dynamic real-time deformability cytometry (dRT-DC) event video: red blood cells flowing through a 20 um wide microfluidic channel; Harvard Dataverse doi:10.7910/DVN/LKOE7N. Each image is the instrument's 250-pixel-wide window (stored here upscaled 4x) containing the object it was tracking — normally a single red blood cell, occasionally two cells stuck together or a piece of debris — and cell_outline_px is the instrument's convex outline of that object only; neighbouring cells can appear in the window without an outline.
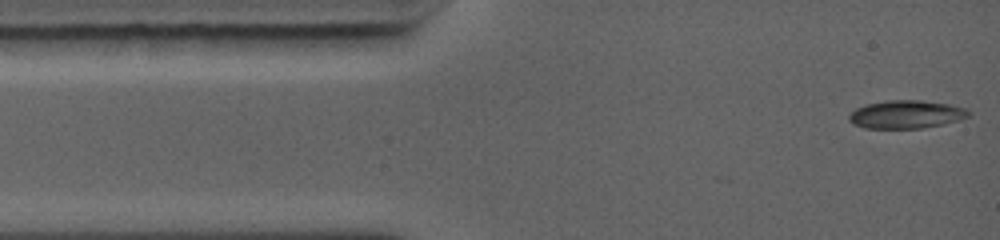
{"species": "common noctule bat (a hibernating species)", "species_latin": "Nyctalus noctula", "temperature_condition": "warm", "stored_images_in_passage": 72, "camera_frame_rate_fps": 5000, "um_per_image_px": 0.085, "animal": {"sex": "female", "body_mass_g": 19.0, "forearm_length_mm": 56.7}, "frame": {"image": 1, "passage_image": 1, "time_ms": 0.0, "image_size_px": [1000, 240], "cell_outline_px": [[972, 112], [968, 116], [960, 120], [924, 128], [864, 128], [852, 124], [848, 120], [848, 116], [856, 108], [868, 104], [888, 100], [920, 100], [948, 104], [964, 108]], "centroid_in_image_um": [77.01, 9.73], "position_along_channel_um": 8.0, "area_um2": 19.54}}
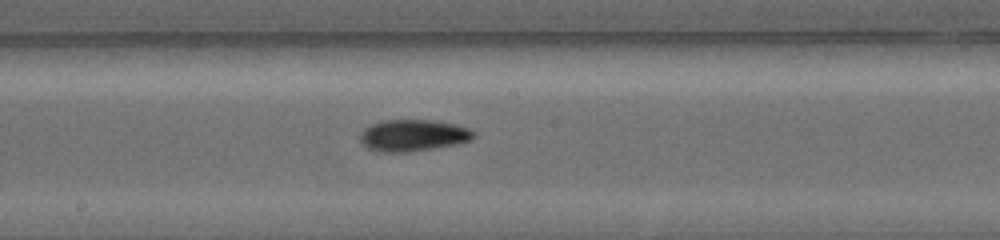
{"frame": {"image": 2, "passage_image": 31, "time_ms": 6.0, "image_size_px": [1000, 240], "cell_outline_px": [[476, 136], [472, 140], [456, 144], [408, 152], [380, 152], [368, 148], [360, 144], [360, 132], [364, 128], [380, 120], [432, 120], [456, 124], [468, 128], [476, 132]], "centroid_in_image_um": [35.1, 11.5], "position_along_channel_um": 213.1, "area_um2": 21.15}}
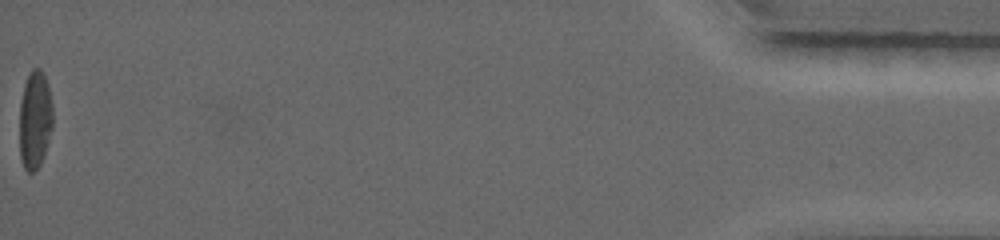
{"frame": {"image": 3, "passage_image": 72, "time_ms": 14.2, "image_size_px": [1000, 240], "cell_outline_px": [[52, 128], [44, 156], [40, 164], [32, 172], [28, 172], [24, 168], [20, 156], [20, 100], [24, 84], [28, 72], [32, 68], [40, 68], [48, 84], [52, 104]], "centroid_in_image_um": [2.97, 10.15], "position_along_channel_um": 432.2, "area_um2": 19.13}, "authors_computed_cell_mechanics": {"area_um2": 19.5653, "velocity_mm_per_s": 4.4905, "shape_relaxation_time_tau1_ms": 6.7576, "shape_relaxation_time_tau2_ms": null, "deformation_change_tau1": 0.1815, "deformation_change_tau2": null}}